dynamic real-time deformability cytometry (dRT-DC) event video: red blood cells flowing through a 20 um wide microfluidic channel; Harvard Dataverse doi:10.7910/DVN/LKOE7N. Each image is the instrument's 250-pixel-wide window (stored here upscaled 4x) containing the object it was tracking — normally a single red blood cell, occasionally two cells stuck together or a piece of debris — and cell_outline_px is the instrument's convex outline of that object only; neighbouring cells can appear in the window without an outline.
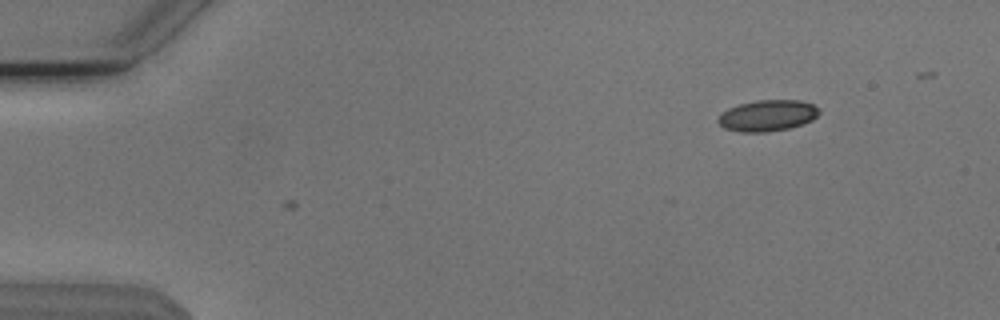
{"species": "Egyptian fruit bat (a non-hibernating species)", "species_latin": "Rousettus aegyptiacus", "temperature_condition": "cold", "stored_images_in_passage": 3, "camera_frame_rate_fps": 3000, "um_per_image_px": 0.085, "animal": {"sex": "male"}, "frame": {"image": 1, "passage_image": 3, "time_ms": 0.667, "image_size_px": [1000, 320], "cell_outline_px": [[820, 112], [812, 120], [788, 128], [764, 132], [740, 132], [724, 128], [716, 120], [728, 108], [740, 104], [756, 100], [800, 100], [812, 104], [820, 108]], "centroid_in_image_um": [65.24, 9.81], "position_along_channel_um": 19.8, "area_um2": 18.21}}